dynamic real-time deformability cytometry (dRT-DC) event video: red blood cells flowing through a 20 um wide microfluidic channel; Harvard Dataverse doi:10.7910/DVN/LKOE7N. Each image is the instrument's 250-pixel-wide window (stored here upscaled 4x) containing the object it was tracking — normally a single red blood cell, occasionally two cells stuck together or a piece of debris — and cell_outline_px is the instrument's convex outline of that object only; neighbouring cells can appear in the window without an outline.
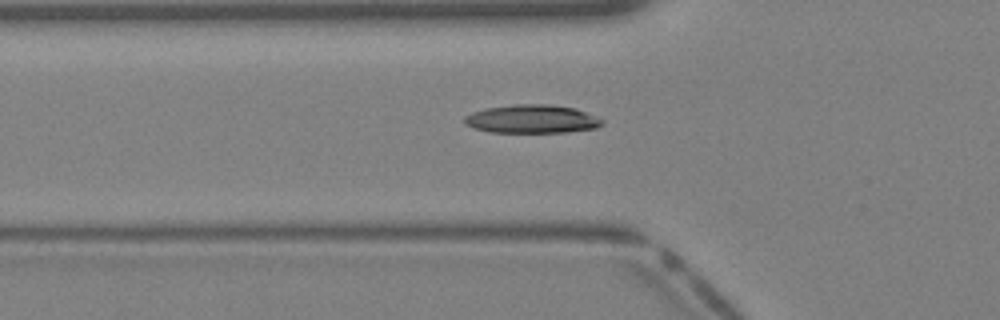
{"species": "Egyptian fruit bat (a non-hibernating species)", "species_latin": "Rousettus aegyptiacus", "temperature_condition": "warm", "stored_images_in_passage": 25, "camera_frame_rate_fps": 3000, "um_per_image_px": 0.085, "animal": {"sex": "female"}, "frame": {"image": 1, "passage_image": 2, "time_ms": 0.333, "image_size_px": [1000, 320], "cell_outline_px": [[604, 124], [596, 128], [568, 132], [488, 132], [472, 128], [464, 124], [464, 116], [472, 112], [484, 108], [516, 104], [540, 104], [572, 108], [584, 112], [604, 120]], "centroid_in_image_um": [45.15, 10.13], "position_along_channel_um": 80.6, "area_um2": 22.72}}
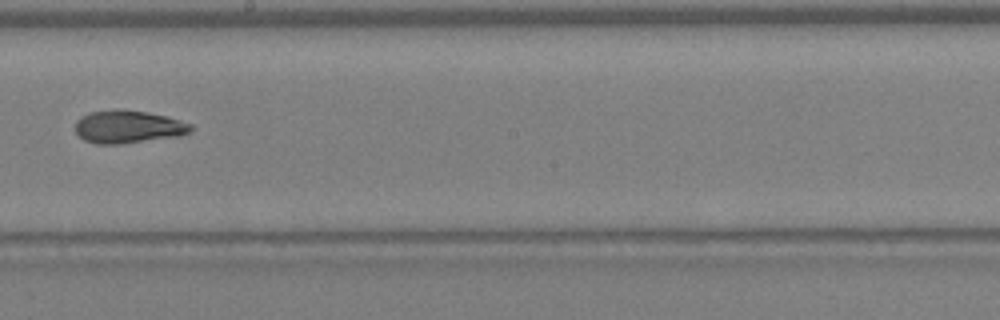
{"frame": {"image": 2, "passage_image": 11, "time_ms": 3.333, "image_size_px": [1000, 320], "cell_outline_px": [[192, 128], [188, 132], [180, 136], [116, 144], [96, 144], [84, 140], [76, 132], [76, 120], [80, 116], [92, 112], [116, 108], [144, 112], [168, 116], [192, 124]], "centroid_in_image_um": [10.87, 10.77], "position_along_channel_um": 237.3, "area_um2": 22.02}}
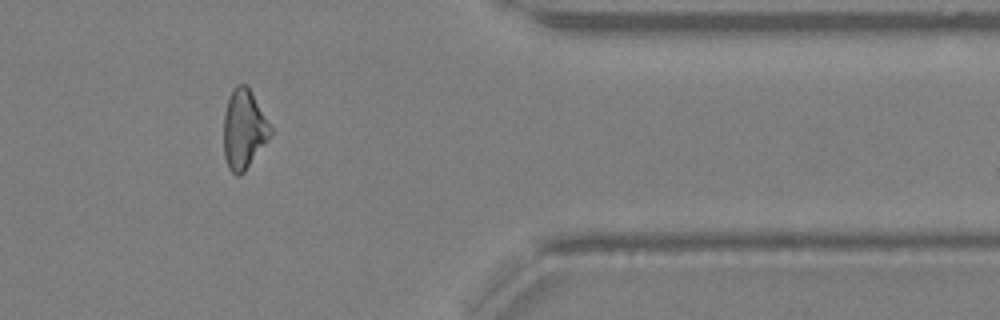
{"frame": {"image": 3, "passage_image": 21, "time_ms": 6.667, "image_size_px": [1000, 320], "cell_outline_px": [[272, 136], [244, 172], [240, 176], [236, 176], [228, 168], [224, 156], [224, 112], [232, 88], [236, 84], [244, 84], [252, 92], [272, 128]], "centroid_in_image_um": [20.73, 11.01], "position_along_channel_um": 390.7, "area_um2": 21.79}}